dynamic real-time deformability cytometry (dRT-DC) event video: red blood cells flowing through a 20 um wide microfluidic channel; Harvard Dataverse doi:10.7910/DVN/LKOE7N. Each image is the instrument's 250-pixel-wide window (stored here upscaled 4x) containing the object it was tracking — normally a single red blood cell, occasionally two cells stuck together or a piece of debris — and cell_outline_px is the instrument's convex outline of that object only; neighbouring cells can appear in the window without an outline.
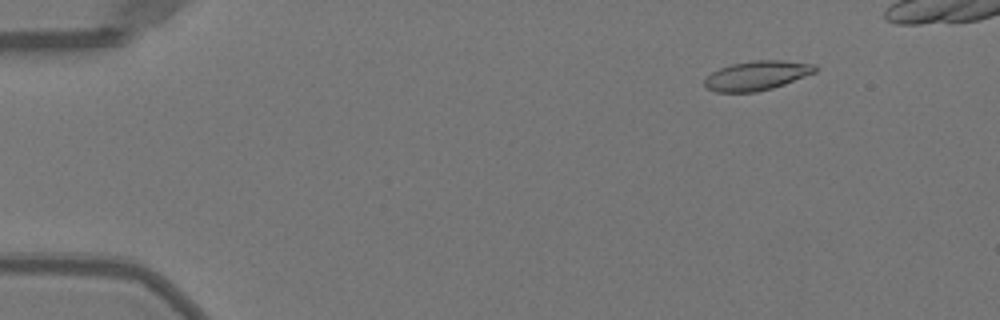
{"species": "Egyptian fruit bat (a non-hibernating species)", "species_latin": "Rousettus aegyptiacus", "temperature_condition": "warm", "stored_images_in_passage": 39, "camera_frame_rate_fps": 3000, "um_per_image_px": 0.085, "animal": {"sex": "female"}, "frame": {"image": 1, "passage_image": 5, "time_ms": 1.333, "image_size_px": [1000, 320], "cell_outline_px": [[816, 72], [784, 84], [772, 88], [756, 92], [716, 92], [708, 88], [704, 84], [704, 80], [712, 72], [720, 68], [732, 64], [752, 60], [784, 60], [816, 64]], "centroid_in_image_um": [64.35, 6.41], "position_along_channel_um": 20.7, "area_um2": 18.84}}
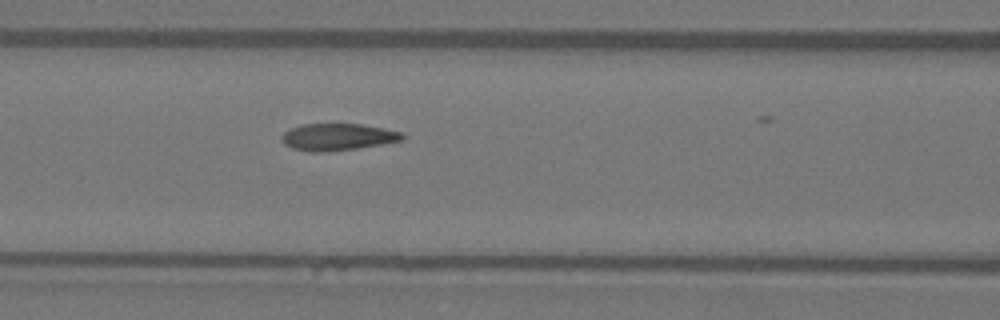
{"frame": {"image": 2, "passage_image": 21, "time_ms": 6.667, "image_size_px": [1000, 320], "cell_outline_px": [[404, 140], [384, 144], [328, 152], [312, 152], [292, 148], [284, 144], [280, 136], [284, 132], [292, 128], [304, 124], [364, 124], [400, 132], [404, 136]], "centroid_in_image_um": [28.7, 11.65], "position_along_channel_um": 137.9, "area_um2": 18.9}}
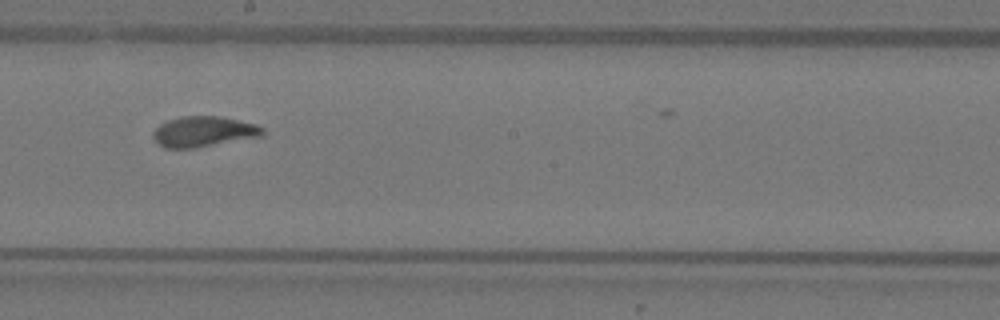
{"frame": {"image": 3, "passage_image": 28, "time_ms": 9.0, "image_size_px": [1000, 320], "cell_outline_px": [[264, 136], [196, 148], [164, 148], [152, 136], [152, 132], [160, 124], [168, 120], [184, 116], [220, 116], [256, 124], [264, 128]], "centroid_in_image_um": [17.34, 11.19], "position_along_channel_um": 230.9, "area_um2": 19.54}}